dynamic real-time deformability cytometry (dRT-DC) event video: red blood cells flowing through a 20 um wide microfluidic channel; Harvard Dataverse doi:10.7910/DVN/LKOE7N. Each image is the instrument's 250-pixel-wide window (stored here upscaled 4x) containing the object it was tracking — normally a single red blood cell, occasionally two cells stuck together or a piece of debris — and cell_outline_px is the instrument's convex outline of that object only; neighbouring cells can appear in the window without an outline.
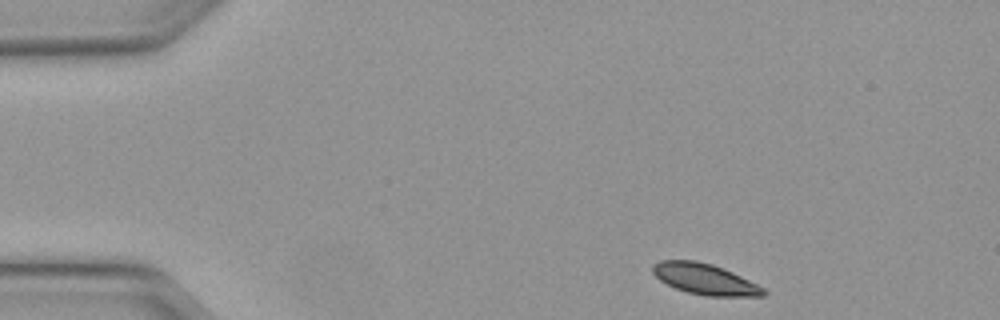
{"species": "Egyptian fruit bat (a non-hibernating species)", "species_latin": "Rousettus aegyptiacus", "temperature_condition": "warm", "stored_images_in_passage": 44, "camera_frame_rate_fps": 3000, "um_per_image_px": 0.085, "animal": {"sex": "female"}, "frame": {"image": 1, "passage_image": 1, "time_ms": 0.0, "image_size_px": [1000, 320], "cell_outline_px": [[768, 292], [764, 296], [704, 296], [688, 292], [676, 288], [660, 280], [652, 272], [652, 264], [660, 260], [696, 260], [712, 264], [732, 272], [764, 288]], "centroid_in_image_um": [59.9, 23.72], "position_along_channel_um": 25.1, "area_um2": 19.83}}
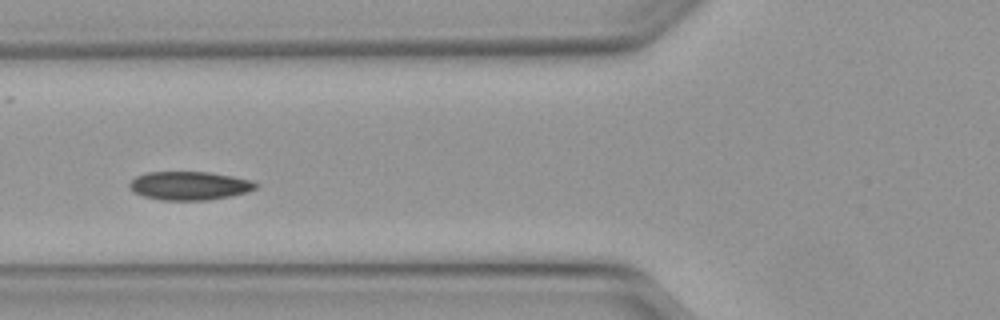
{"frame": {"image": 2, "passage_image": 13, "time_ms": 4.0, "image_size_px": [1000, 320], "cell_outline_px": [[260, 184], [256, 188], [248, 192], [208, 200], [160, 200], [144, 196], [136, 192], [128, 184], [136, 176], [148, 172], [208, 172], [232, 176], [252, 180]], "centroid_in_image_um": [16.14, 15.78], "position_along_channel_um": 109.7, "area_um2": 20.87}}
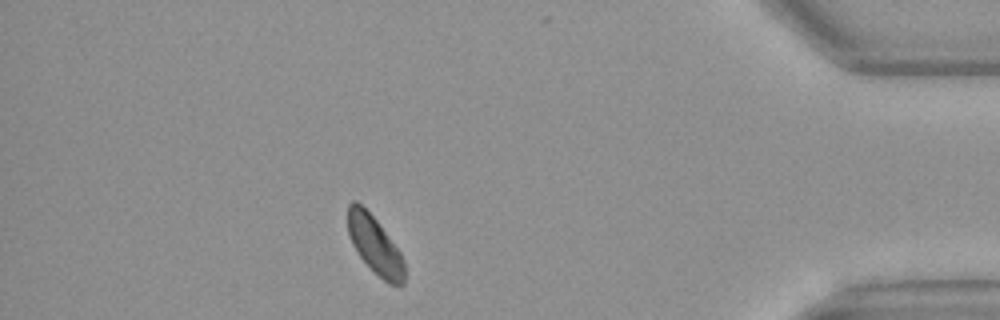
{"frame": {"image": 3, "passage_image": 38, "time_ms": 12.333, "image_size_px": [1000, 320], "cell_outline_px": [[404, 284], [388, 284], [356, 252], [352, 244], [348, 232], [348, 204], [352, 200], [356, 200], [376, 220], [400, 252], [404, 260]], "centroid_in_image_um": [31.85, 20.81], "position_along_channel_um": 403.4, "area_um2": 18.55}, "authors_computed_cell_mechanics": {"area_um2": 20.3167, "velocity_mm_per_s": 4.0565, "shape_relaxation_time_tau1_ms": 4.0215, "shape_relaxation_time_tau2_ms": null, "deformation_change_tau1": 0.0743, "deformation_change_tau2": null}}